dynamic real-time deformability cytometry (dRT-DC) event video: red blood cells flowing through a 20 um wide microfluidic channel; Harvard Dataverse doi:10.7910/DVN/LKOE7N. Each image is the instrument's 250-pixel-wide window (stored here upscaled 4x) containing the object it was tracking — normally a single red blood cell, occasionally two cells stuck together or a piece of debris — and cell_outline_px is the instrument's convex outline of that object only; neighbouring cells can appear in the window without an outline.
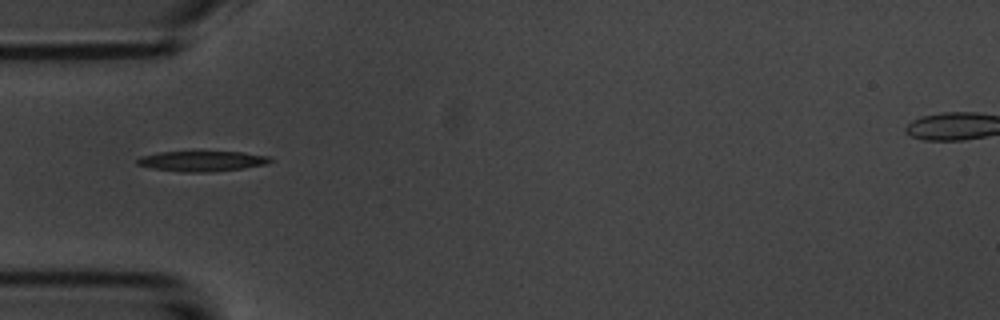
{"species": "common noctule bat (a hibernating species)", "species_latin": "Nyctalus noctula", "temperature_condition": "room temperature", "stored_images_in_passage": 7, "camera_frame_rate_fps": 3000, "um_per_image_px": 0.085, "animal": {"sex": "male", "body_mass_g": 20.1, "forearm_length_mm": 53.5}, "frame": {"image": 1, "passage_image": 2, "time_ms": 1.333, "image_size_px": [1000, 320], "cell_outline_px": [[272, 160], [264, 164], [244, 168], [204, 172], [184, 172], [152, 168], [136, 164], [136, 160], [140, 156], [160, 152], [240, 152], [268, 156]], "centroid_in_image_um": [17.11, 13.69], "position_along_channel_um": 67.9, "area_um2": 15.43}}
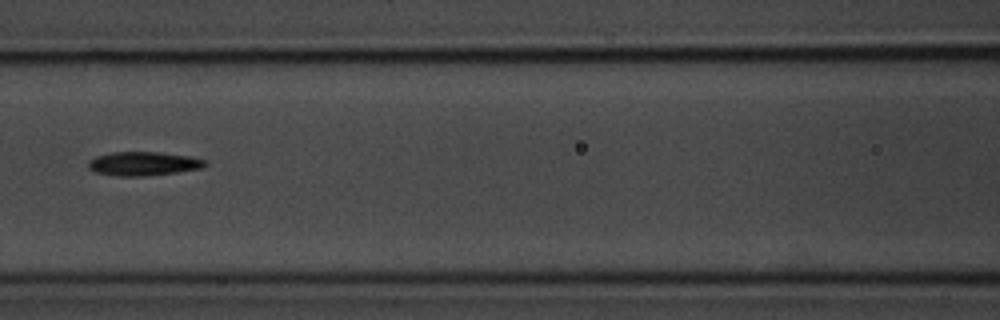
{"frame": {"image": 2, "passage_image": 4, "time_ms": 3.667, "image_size_px": [1000, 320], "cell_outline_px": [[208, 164], [200, 168], [176, 172], [144, 176], [116, 176], [96, 172], [88, 168], [88, 160], [96, 156], [112, 152], [156, 152], [192, 156], [208, 160]], "centroid_in_image_um": [12.19, 13.9], "position_along_channel_um": 154.4, "area_um2": 16.3}}
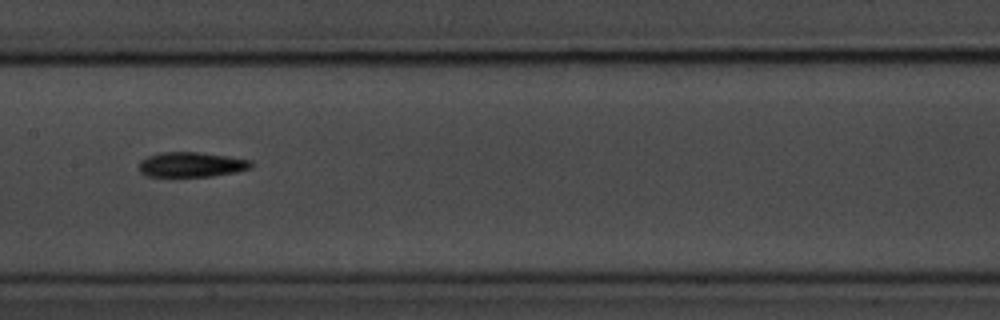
{"frame": {"image": 3, "passage_image": 5, "time_ms": 4.667, "image_size_px": [1000, 320], "cell_outline_px": [[252, 168], [236, 172], [212, 176], [148, 176], [140, 172], [136, 168], [140, 160], [148, 156], [160, 152], [196, 152], [228, 156], [252, 160]], "centroid_in_image_um": [16.25, 13.98], "position_along_channel_um": 191.2, "area_um2": 16.42}}